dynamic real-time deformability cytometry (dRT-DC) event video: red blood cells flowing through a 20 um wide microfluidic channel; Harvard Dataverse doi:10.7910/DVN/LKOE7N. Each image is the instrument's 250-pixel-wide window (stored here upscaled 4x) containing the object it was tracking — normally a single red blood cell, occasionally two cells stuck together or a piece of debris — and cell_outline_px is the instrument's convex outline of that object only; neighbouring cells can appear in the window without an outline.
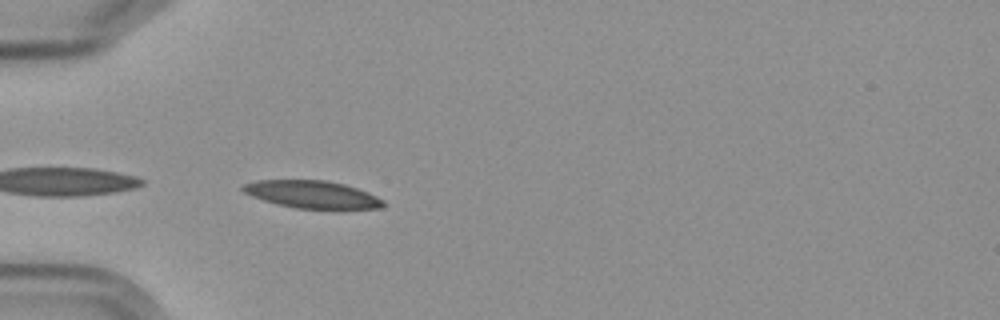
{"species": "Egyptian fruit bat (a non-hibernating species)", "species_latin": "Rousettus aegyptiacus", "temperature_condition": "cold", "stored_images_in_passage": 5, "camera_frame_rate_fps": 3000, "um_per_image_px": 0.085, "frame": {"image": 1, "passage_image": 5, "time_ms": 4.333, "image_size_px": [1000, 320], "cell_outline_px": [[384, 208], [340, 212], [296, 208], [276, 204], [252, 196], [244, 192], [240, 188], [244, 184], [256, 180], [324, 180], [344, 184], [368, 192], [384, 200]], "centroid_in_image_um": [26.64, 16.58], "position_along_channel_um": 58.4, "area_um2": 23.52}}